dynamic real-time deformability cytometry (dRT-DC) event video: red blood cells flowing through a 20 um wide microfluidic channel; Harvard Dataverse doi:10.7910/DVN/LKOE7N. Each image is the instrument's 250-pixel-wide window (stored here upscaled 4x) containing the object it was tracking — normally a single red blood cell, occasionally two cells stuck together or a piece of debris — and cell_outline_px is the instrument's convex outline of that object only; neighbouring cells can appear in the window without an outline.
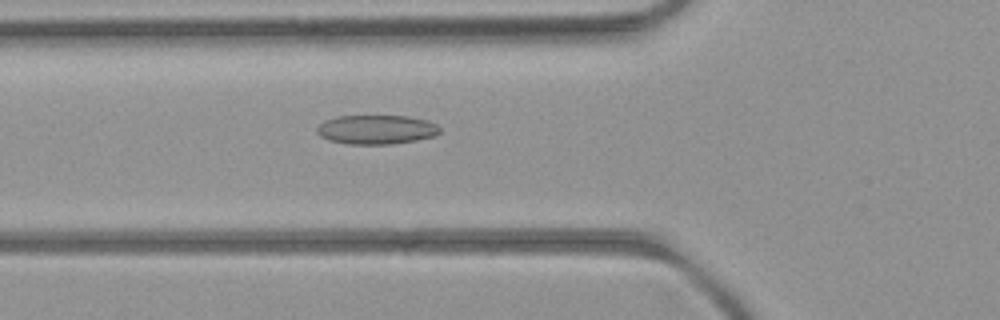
{"species": "common noctule bat (a hibernating species)", "species_latin": "Nyctalus noctula", "temperature_condition": "room temperature", "stored_images_in_passage": 38, "camera_frame_rate_fps": 3000, "um_per_image_px": 0.085, "animal": {"sex": "female", "body_mass_g": 21.9}, "frame": {"image": 1, "passage_image": 7, "time_ms": 2.0, "image_size_px": [1000, 320], "cell_outline_px": [[440, 132], [436, 136], [416, 140], [392, 144], [348, 144], [328, 140], [320, 136], [316, 132], [316, 128], [324, 120], [336, 116], [408, 116], [428, 120], [436, 124], [440, 128]], "centroid_in_image_um": [31.99, 11.01], "position_along_channel_um": 93.8, "area_um2": 21.1}}
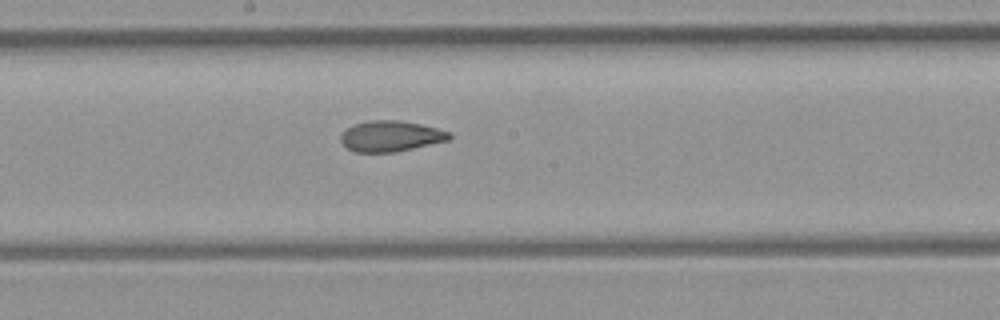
{"frame": {"image": 2, "passage_image": 16, "time_ms": 5.0, "image_size_px": [1000, 320], "cell_outline_px": [[452, 136], [448, 140], [396, 152], [352, 152], [340, 140], [340, 136], [348, 128], [356, 124], [368, 120], [400, 120], [420, 124], [452, 132]], "centroid_in_image_um": [33.23, 11.57], "position_along_channel_um": 215.0, "area_um2": 19.36}}
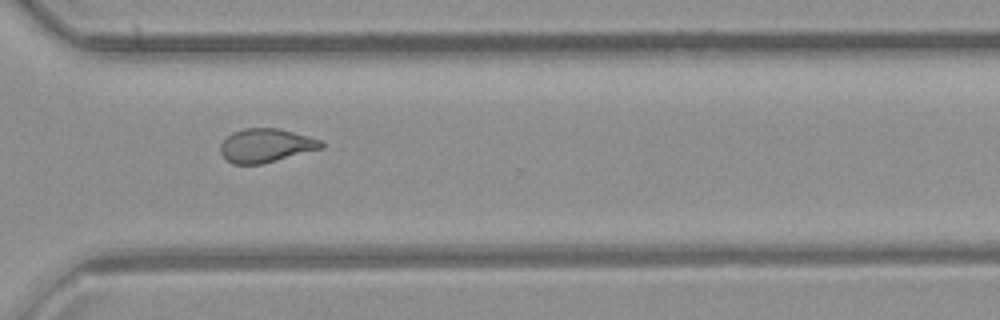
{"frame": {"image": 3, "passage_image": 26, "time_ms": 8.333, "image_size_px": [1000, 320], "cell_outline_px": [[324, 148], [264, 164], [232, 164], [220, 152], [220, 144], [232, 132], [244, 128], [276, 128], [308, 136], [320, 140], [324, 144]], "centroid_in_image_um": [22.61, 12.38], "position_along_channel_um": 348.0, "area_um2": 19.83}, "authors_computed_cell_mechanics": {"area_um2": 19.363, "velocity_mm_per_s": 4.0131, "shape_relaxation_time_tau1_ms": null, "shape_relaxation_time_tau2_ms": 2.7716, "deformation_change_tau1": null, "deformation_change_tau2": 0.1003}}